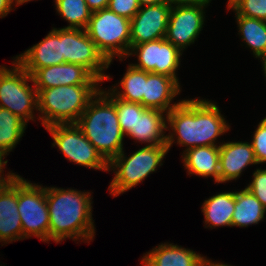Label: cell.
I'll return each instance as SVG.
<instances>
[{
  "instance_id": "6da1fadb",
  "label": "cell",
  "mask_w": 266,
  "mask_h": 266,
  "mask_svg": "<svg viewBox=\"0 0 266 266\" xmlns=\"http://www.w3.org/2000/svg\"><path fill=\"white\" fill-rule=\"evenodd\" d=\"M166 117L167 130L169 126L173 132L166 135L168 150L173 142L186 147L184 152L197 146H220L215 141L230 129L216 103L205 99L181 100Z\"/></svg>"
},
{
  "instance_id": "7a4b0ae2",
  "label": "cell",
  "mask_w": 266,
  "mask_h": 266,
  "mask_svg": "<svg viewBox=\"0 0 266 266\" xmlns=\"http://www.w3.org/2000/svg\"><path fill=\"white\" fill-rule=\"evenodd\" d=\"M46 201L49 211V241L56 244L66 238L73 241L86 240L95 236L92 218L91 192L74 189L46 187Z\"/></svg>"
},
{
  "instance_id": "3957f363",
  "label": "cell",
  "mask_w": 266,
  "mask_h": 266,
  "mask_svg": "<svg viewBox=\"0 0 266 266\" xmlns=\"http://www.w3.org/2000/svg\"><path fill=\"white\" fill-rule=\"evenodd\" d=\"M76 125L107 162L124 149L125 135L118 122L116 106L101 90L89 101Z\"/></svg>"
},
{
  "instance_id": "277c9868",
  "label": "cell",
  "mask_w": 266,
  "mask_h": 266,
  "mask_svg": "<svg viewBox=\"0 0 266 266\" xmlns=\"http://www.w3.org/2000/svg\"><path fill=\"white\" fill-rule=\"evenodd\" d=\"M100 85H61L37 90L39 119L45 127L76 123Z\"/></svg>"
},
{
  "instance_id": "5b68a950",
  "label": "cell",
  "mask_w": 266,
  "mask_h": 266,
  "mask_svg": "<svg viewBox=\"0 0 266 266\" xmlns=\"http://www.w3.org/2000/svg\"><path fill=\"white\" fill-rule=\"evenodd\" d=\"M167 145H153L142 147L129 157H125L122 150L108 162V171H115L108 190L114 197L124 193L155 172L168 153Z\"/></svg>"
},
{
  "instance_id": "8992f818",
  "label": "cell",
  "mask_w": 266,
  "mask_h": 266,
  "mask_svg": "<svg viewBox=\"0 0 266 266\" xmlns=\"http://www.w3.org/2000/svg\"><path fill=\"white\" fill-rule=\"evenodd\" d=\"M86 32L97 49L109 61L115 56L122 61L130 50V20L108 7L92 12Z\"/></svg>"
},
{
  "instance_id": "52a82bcc",
  "label": "cell",
  "mask_w": 266,
  "mask_h": 266,
  "mask_svg": "<svg viewBox=\"0 0 266 266\" xmlns=\"http://www.w3.org/2000/svg\"><path fill=\"white\" fill-rule=\"evenodd\" d=\"M12 65L10 69L0 66V107L27 124L36 118L33 112L38 110L37 90L34 84L29 86L28 82H33L32 76L16 60Z\"/></svg>"
},
{
  "instance_id": "ba28073f",
  "label": "cell",
  "mask_w": 266,
  "mask_h": 266,
  "mask_svg": "<svg viewBox=\"0 0 266 266\" xmlns=\"http://www.w3.org/2000/svg\"><path fill=\"white\" fill-rule=\"evenodd\" d=\"M18 212L23 239L36 236L49 242V211L46 187L31 183L18 175Z\"/></svg>"
},
{
  "instance_id": "9c48e42d",
  "label": "cell",
  "mask_w": 266,
  "mask_h": 266,
  "mask_svg": "<svg viewBox=\"0 0 266 266\" xmlns=\"http://www.w3.org/2000/svg\"><path fill=\"white\" fill-rule=\"evenodd\" d=\"M45 129L54 140L52 145L57 146L67 160L87 168L108 171V162L76 123L53 124Z\"/></svg>"
},
{
  "instance_id": "30bf717a",
  "label": "cell",
  "mask_w": 266,
  "mask_h": 266,
  "mask_svg": "<svg viewBox=\"0 0 266 266\" xmlns=\"http://www.w3.org/2000/svg\"><path fill=\"white\" fill-rule=\"evenodd\" d=\"M62 54L64 63L84 66L101 82L111 79L104 74L110 66L109 61L97 49L85 29L62 28Z\"/></svg>"
},
{
  "instance_id": "8fae6325",
  "label": "cell",
  "mask_w": 266,
  "mask_h": 266,
  "mask_svg": "<svg viewBox=\"0 0 266 266\" xmlns=\"http://www.w3.org/2000/svg\"><path fill=\"white\" fill-rule=\"evenodd\" d=\"M131 55L138 57V63L131 64L135 68L172 77L179 83L176 70L180 67L182 51L165 38L135 45L126 58Z\"/></svg>"
},
{
  "instance_id": "7c38bea8",
  "label": "cell",
  "mask_w": 266,
  "mask_h": 266,
  "mask_svg": "<svg viewBox=\"0 0 266 266\" xmlns=\"http://www.w3.org/2000/svg\"><path fill=\"white\" fill-rule=\"evenodd\" d=\"M207 5L172 6L165 39L182 52L195 42L204 27Z\"/></svg>"
},
{
  "instance_id": "4fadbf2b",
  "label": "cell",
  "mask_w": 266,
  "mask_h": 266,
  "mask_svg": "<svg viewBox=\"0 0 266 266\" xmlns=\"http://www.w3.org/2000/svg\"><path fill=\"white\" fill-rule=\"evenodd\" d=\"M171 7L167 1L140 6L138 12L130 20V48L165 38Z\"/></svg>"
},
{
  "instance_id": "5bb4252c",
  "label": "cell",
  "mask_w": 266,
  "mask_h": 266,
  "mask_svg": "<svg viewBox=\"0 0 266 266\" xmlns=\"http://www.w3.org/2000/svg\"><path fill=\"white\" fill-rule=\"evenodd\" d=\"M36 90L61 85H99L97 79L84 66L74 63H62L38 69L32 75Z\"/></svg>"
},
{
  "instance_id": "9a60e30c",
  "label": "cell",
  "mask_w": 266,
  "mask_h": 266,
  "mask_svg": "<svg viewBox=\"0 0 266 266\" xmlns=\"http://www.w3.org/2000/svg\"><path fill=\"white\" fill-rule=\"evenodd\" d=\"M31 76L40 68L64 63L62 28H53L39 43L14 58Z\"/></svg>"
},
{
  "instance_id": "2e32d148",
  "label": "cell",
  "mask_w": 266,
  "mask_h": 266,
  "mask_svg": "<svg viewBox=\"0 0 266 266\" xmlns=\"http://www.w3.org/2000/svg\"><path fill=\"white\" fill-rule=\"evenodd\" d=\"M23 239L18 212V175L0 186V242L12 243Z\"/></svg>"
},
{
  "instance_id": "e0dca14e",
  "label": "cell",
  "mask_w": 266,
  "mask_h": 266,
  "mask_svg": "<svg viewBox=\"0 0 266 266\" xmlns=\"http://www.w3.org/2000/svg\"><path fill=\"white\" fill-rule=\"evenodd\" d=\"M257 165L251 142H224L219 146V183L239 179L243 169Z\"/></svg>"
},
{
  "instance_id": "ac0fdd59",
  "label": "cell",
  "mask_w": 266,
  "mask_h": 266,
  "mask_svg": "<svg viewBox=\"0 0 266 266\" xmlns=\"http://www.w3.org/2000/svg\"><path fill=\"white\" fill-rule=\"evenodd\" d=\"M180 92V84L174 78L147 72L145 94L140 104L146 109L164 111L167 114L181 102L171 103Z\"/></svg>"
},
{
  "instance_id": "d6986e66",
  "label": "cell",
  "mask_w": 266,
  "mask_h": 266,
  "mask_svg": "<svg viewBox=\"0 0 266 266\" xmlns=\"http://www.w3.org/2000/svg\"><path fill=\"white\" fill-rule=\"evenodd\" d=\"M143 255V266H200L206 258L182 246L162 243Z\"/></svg>"
},
{
  "instance_id": "ffe728a7",
  "label": "cell",
  "mask_w": 266,
  "mask_h": 266,
  "mask_svg": "<svg viewBox=\"0 0 266 266\" xmlns=\"http://www.w3.org/2000/svg\"><path fill=\"white\" fill-rule=\"evenodd\" d=\"M164 111L146 109L137 113L135 129L130 130L127 136L138 142L148 143V146L166 145L167 117Z\"/></svg>"
},
{
  "instance_id": "44dd1931",
  "label": "cell",
  "mask_w": 266,
  "mask_h": 266,
  "mask_svg": "<svg viewBox=\"0 0 266 266\" xmlns=\"http://www.w3.org/2000/svg\"><path fill=\"white\" fill-rule=\"evenodd\" d=\"M183 154V166L188 175L213 177L219 183V146H197Z\"/></svg>"
},
{
  "instance_id": "7402d4cb",
  "label": "cell",
  "mask_w": 266,
  "mask_h": 266,
  "mask_svg": "<svg viewBox=\"0 0 266 266\" xmlns=\"http://www.w3.org/2000/svg\"><path fill=\"white\" fill-rule=\"evenodd\" d=\"M234 207L235 192L218 193L205 200L201 208L205 216V227H231Z\"/></svg>"
},
{
  "instance_id": "603a6c76",
  "label": "cell",
  "mask_w": 266,
  "mask_h": 266,
  "mask_svg": "<svg viewBox=\"0 0 266 266\" xmlns=\"http://www.w3.org/2000/svg\"><path fill=\"white\" fill-rule=\"evenodd\" d=\"M265 213L266 209L262 203L247 188L235 191V207L231 227H248L258 224L265 218Z\"/></svg>"
},
{
  "instance_id": "cb8c5ba5",
  "label": "cell",
  "mask_w": 266,
  "mask_h": 266,
  "mask_svg": "<svg viewBox=\"0 0 266 266\" xmlns=\"http://www.w3.org/2000/svg\"><path fill=\"white\" fill-rule=\"evenodd\" d=\"M238 31L256 58L266 57V21L248 18L236 12Z\"/></svg>"
},
{
  "instance_id": "d4e9b609",
  "label": "cell",
  "mask_w": 266,
  "mask_h": 266,
  "mask_svg": "<svg viewBox=\"0 0 266 266\" xmlns=\"http://www.w3.org/2000/svg\"><path fill=\"white\" fill-rule=\"evenodd\" d=\"M147 81V72L140 70L129 64L127 71L118 84L121 86L123 91H119L116 85L110 87V92L121 100L128 102L140 103L145 94V82Z\"/></svg>"
},
{
  "instance_id": "484cf974",
  "label": "cell",
  "mask_w": 266,
  "mask_h": 266,
  "mask_svg": "<svg viewBox=\"0 0 266 266\" xmlns=\"http://www.w3.org/2000/svg\"><path fill=\"white\" fill-rule=\"evenodd\" d=\"M26 125L17 115L0 107V149L7 155L22 138Z\"/></svg>"
},
{
  "instance_id": "4316f807",
  "label": "cell",
  "mask_w": 266,
  "mask_h": 266,
  "mask_svg": "<svg viewBox=\"0 0 266 266\" xmlns=\"http://www.w3.org/2000/svg\"><path fill=\"white\" fill-rule=\"evenodd\" d=\"M57 12L69 25L64 28L86 29L92 11L85 0H55Z\"/></svg>"
},
{
  "instance_id": "83f0119b",
  "label": "cell",
  "mask_w": 266,
  "mask_h": 266,
  "mask_svg": "<svg viewBox=\"0 0 266 266\" xmlns=\"http://www.w3.org/2000/svg\"><path fill=\"white\" fill-rule=\"evenodd\" d=\"M100 90L115 104L121 131L124 135H127L130 130L135 129L137 113H143L146 108L140 103L128 102L116 98L109 89L108 91Z\"/></svg>"
},
{
  "instance_id": "f1b7e54d",
  "label": "cell",
  "mask_w": 266,
  "mask_h": 266,
  "mask_svg": "<svg viewBox=\"0 0 266 266\" xmlns=\"http://www.w3.org/2000/svg\"><path fill=\"white\" fill-rule=\"evenodd\" d=\"M227 7L244 17L266 21V0H233Z\"/></svg>"
},
{
  "instance_id": "f546056e",
  "label": "cell",
  "mask_w": 266,
  "mask_h": 266,
  "mask_svg": "<svg viewBox=\"0 0 266 266\" xmlns=\"http://www.w3.org/2000/svg\"><path fill=\"white\" fill-rule=\"evenodd\" d=\"M251 145L258 164L266 163V117L259 122Z\"/></svg>"
},
{
  "instance_id": "4dcf8cb0",
  "label": "cell",
  "mask_w": 266,
  "mask_h": 266,
  "mask_svg": "<svg viewBox=\"0 0 266 266\" xmlns=\"http://www.w3.org/2000/svg\"><path fill=\"white\" fill-rule=\"evenodd\" d=\"M266 209V169H256L253 173V180L246 187Z\"/></svg>"
},
{
  "instance_id": "1f68e13d",
  "label": "cell",
  "mask_w": 266,
  "mask_h": 266,
  "mask_svg": "<svg viewBox=\"0 0 266 266\" xmlns=\"http://www.w3.org/2000/svg\"><path fill=\"white\" fill-rule=\"evenodd\" d=\"M108 8L117 15L131 20L140 9V5L138 0H109Z\"/></svg>"
},
{
  "instance_id": "d6a6232c",
  "label": "cell",
  "mask_w": 266,
  "mask_h": 266,
  "mask_svg": "<svg viewBox=\"0 0 266 266\" xmlns=\"http://www.w3.org/2000/svg\"><path fill=\"white\" fill-rule=\"evenodd\" d=\"M6 155L7 154L0 149V186L7 184L8 182H10L12 179H14L18 175L15 173L8 172L9 174L7 173V175H5L6 177H3L4 173L2 175V172H4V170H3V169H5L4 166L8 162V160H6V161L4 160V157Z\"/></svg>"
},
{
  "instance_id": "836d02e7",
  "label": "cell",
  "mask_w": 266,
  "mask_h": 266,
  "mask_svg": "<svg viewBox=\"0 0 266 266\" xmlns=\"http://www.w3.org/2000/svg\"><path fill=\"white\" fill-rule=\"evenodd\" d=\"M211 0H167L171 6L208 5Z\"/></svg>"
},
{
  "instance_id": "e575fe53",
  "label": "cell",
  "mask_w": 266,
  "mask_h": 266,
  "mask_svg": "<svg viewBox=\"0 0 266 266\" xmlns=\"http://www.w3.org/2000/svg\"><path fill=\"white\" fill-rule=\"evenodd\" d=\"M88 8L94 12L108 7L109 0H85Z\"/></svg>"
},
{
  "instance_id": "d590c367",
  "label": "cell",
  "mask_w": 266,
  "mask_h": 266,
  "mask_svg": "<svg viewBox=\"0 0 266 266\" xmlns=\"http://www.w3.org/2000/svg\"><path fill=\"white\" fill-rule=\"evenodd\" d=\"M14 5L13 0H0V18L7 16V14L13 10Z\"/></svg>"
},
{
  "instance_id": "8d00e7d4",
  "label": "cell",
  "mask_w": 266,
  "mask_h": 266,
  "mask_svg": "<svg viewBox=\"0 0 266 266\" xmlns=\"http://www.w3.org/2000/svg\"><path fill=\"white\" fill-rule=\"evenodd\" d=\"M167 0H138V3L140 6L144 5H155V4H160L163 2H166Z\"/></svg>"
},
{
  "instance_id": "74e56055",
  "label": "cell",
  "mask_w": 266,
  "mask_h": 266,
  "mask_svg": "<svg viewBox=\"0 0 266 266\" xmlns=\"http://www.w3.org/2000/svg\"><path fill=\"white\" fill-rule=\"evenodd\" d=\"M200 266H231V265H228V264H223V263H214L212 262L210 259H204L201 263Z\"/></svg>"
},
{
  "instance_id": "f35d334b",
  "label": "cell",
  "mask_w": 266,
  "mask_h": 266,
  "mask_svg": "<svg viewBox=\"0 0 266 266\" xmlns=\"http://www.w3.org/2000/svg\"><path fill=\"white\" fill-rule=\"evenodd\" d=\"M16 6L22 5L23 3L29 2L31 0H13Z\"/></svg>"
},
{
  "instance_id": "ab89813d",
  "label": "cell",
  "mask_w": 266,
  "mask_h": 266,
  "mask_svg": "<svg viewBox=\"0 0 266 266\" xmlns=\"http://www.w3.org/2000/svg\"><path fill=\"white\" fill-rule=\"evenodd\" d=\"M262 64H263V71H264V76L266 77V57L261 58Z\"/></svg>"
},
{
  "instance_id": "60d3db41",
  "label": "cell",
  "mask_w": 266,
  "mask_h": 266,
  "mask_svg": "<svg viewBox=\"0 0 266 266\" xmlns=\"http://www.w3.org/2000/svg\"><path fill=\"white\" fill-rule=\"evenodd\" d=\"M232 1H233V0H228V3H227V4L229 5Z\"/></svg>"
}]
</instances>
